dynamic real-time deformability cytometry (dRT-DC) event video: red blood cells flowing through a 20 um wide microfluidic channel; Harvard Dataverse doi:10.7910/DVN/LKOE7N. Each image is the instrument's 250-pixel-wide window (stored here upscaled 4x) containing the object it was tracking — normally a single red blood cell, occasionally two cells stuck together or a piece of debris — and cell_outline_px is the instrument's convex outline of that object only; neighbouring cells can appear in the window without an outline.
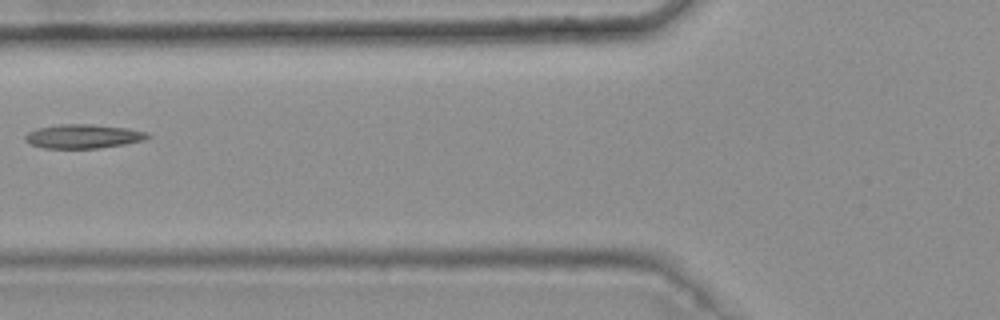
{"species": "common noctule bat (a hibernating species)", "species_latin": "Nyctalus noctula", "temperature_condition": "warm", "stored_images_in_passage": 3, "camera_frame_rate_fps": 3000, "um_per_image_px": 0.085, "animal": {"sex": "female", "body_mass_g": 25.1}, "frame": {"image": 1, "passage_image": 3, "time_ms": 0.667, "image_size_px": [1000, 320], "cell_outline_px": [[152, 136], [144, 140], [124, 144], [100, 148], [44, 148], [32, 144], [24, 140], [24, 136], [28, 132], [36, 128], [60, 124], [92, 124], [128, 128], [144, 132]], "centroid_in_image_um": [7.05, 11.58], "position_along_channel_um": 118.7, "area_um2": 17.11}}